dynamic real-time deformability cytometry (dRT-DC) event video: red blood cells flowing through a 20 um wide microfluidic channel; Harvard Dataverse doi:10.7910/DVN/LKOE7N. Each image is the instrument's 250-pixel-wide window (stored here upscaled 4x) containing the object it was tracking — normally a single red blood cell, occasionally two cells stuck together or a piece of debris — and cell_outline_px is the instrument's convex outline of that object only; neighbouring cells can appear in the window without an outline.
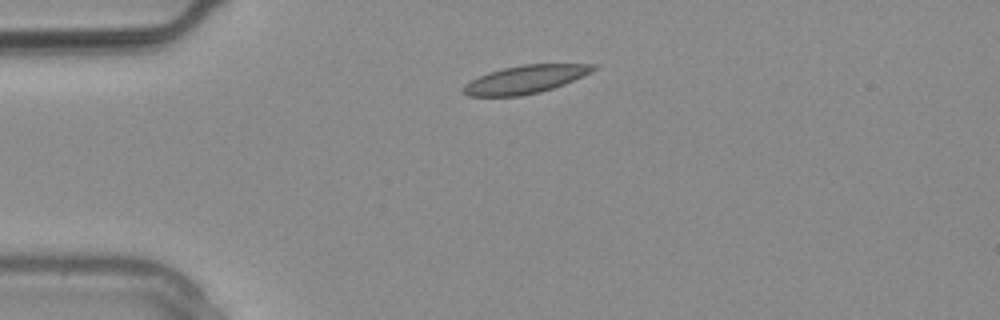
{"species": "common noctule bat (a hibernating species)", "species_latin": "Nyctalus noctula", "temperature_condition": "warm", "stored_images_in_passage": 1, "camera_frame_rate_fps": 3000, "um_per_image_px": 0.085, "animal": {"sex": "male", "body_mass_g": 20.4}, "frame": {"image": 1, "passage_image": 1, "time_ms": 0.0, "image_size_px": [1000, 320], "cell_outline_px": [[596, 68], [592, 72], [564, 84], [540, 92], [520, 96], [468, 96], [460, 92], [464, 84], [488, 72], [504, 68], [524, 64], [596, 64]], "centroid_in_image_um": [44.63, 6.75], "position_along_channel_um": 40.4, "area_um2": 21.15}}